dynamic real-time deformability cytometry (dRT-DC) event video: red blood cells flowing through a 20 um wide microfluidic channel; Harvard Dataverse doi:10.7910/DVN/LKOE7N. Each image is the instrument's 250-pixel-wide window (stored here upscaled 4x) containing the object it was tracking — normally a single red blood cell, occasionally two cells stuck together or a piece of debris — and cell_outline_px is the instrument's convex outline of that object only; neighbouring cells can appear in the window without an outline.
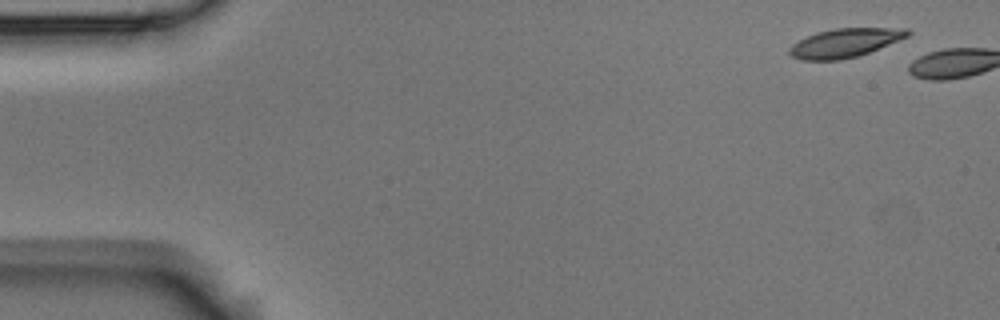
{"species": "Egyptian fruit bat (a non-hibernating species)", "species_latin": "Rousettus aegyptiacus", "temperature_condition": "room temperature", "stored_images_in_passage": 2, "camera_frame_rate_fps": 3000, "um_per_image_px": 0.085, "animal": {"sex": "male"}, "frame": {"image": 1, "passage_image": 1, "time_ms": 0.0, "image_size_px": [1000, 320], "cell_outline_px": [[912, 32], [908, 36], [868, 52], [856, 56], [840, 60], [800, 60], [792, 56], [788, 52], [788, 48], [792, 44], [816, 32], [836, 28], [908, 28]], "centroid_in_image_um": [71.79, 3.64], "position_along_channel_um": 13.2, "area_um2": 19.65}}